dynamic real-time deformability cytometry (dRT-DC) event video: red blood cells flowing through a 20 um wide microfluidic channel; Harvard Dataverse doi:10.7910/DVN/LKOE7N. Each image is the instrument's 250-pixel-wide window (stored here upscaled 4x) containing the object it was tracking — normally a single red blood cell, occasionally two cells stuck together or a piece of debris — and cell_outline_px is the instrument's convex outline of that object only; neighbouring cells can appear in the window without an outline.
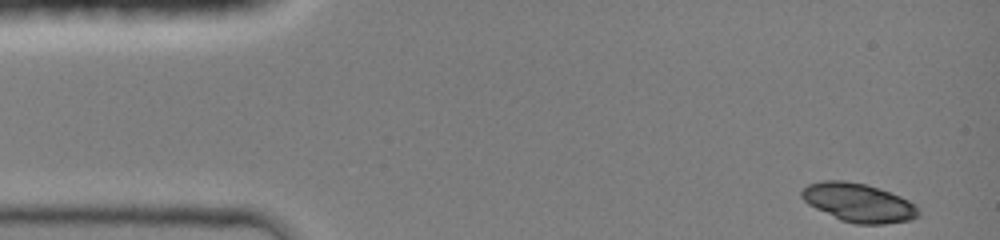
{"species": "common noctule bat (a hibernating species)", "species_latin": "Nyctalus noctula", "temperature_condition": "room temperature", "stored_images_in_passage": 7, "camera_frame_rate_fps": 3000, "um_per_image_px": 0.085, "animal": {"sex": "female", "body_mass_g": 19.0, "forearm_length_mm": 51.5}, "frame": {"image": 1, "passage_image": 1, "time_ms": 0.0, "image_size_px": [1000, 240], "cell_outline_px": [[920, 216], [908, 220], [884, 224], [856, 224], [840, 220], [808, 204], [800, 196], [800, 192], [808, 184], [824, 180], [844, 180], [864, 184], [880, 188], [900, 196], [916, 204], [920, 212]], "centroid_in_image_um": [72.99, 17.22], "position_along_channel_um": 12.0, "area_um2": 26.36}}